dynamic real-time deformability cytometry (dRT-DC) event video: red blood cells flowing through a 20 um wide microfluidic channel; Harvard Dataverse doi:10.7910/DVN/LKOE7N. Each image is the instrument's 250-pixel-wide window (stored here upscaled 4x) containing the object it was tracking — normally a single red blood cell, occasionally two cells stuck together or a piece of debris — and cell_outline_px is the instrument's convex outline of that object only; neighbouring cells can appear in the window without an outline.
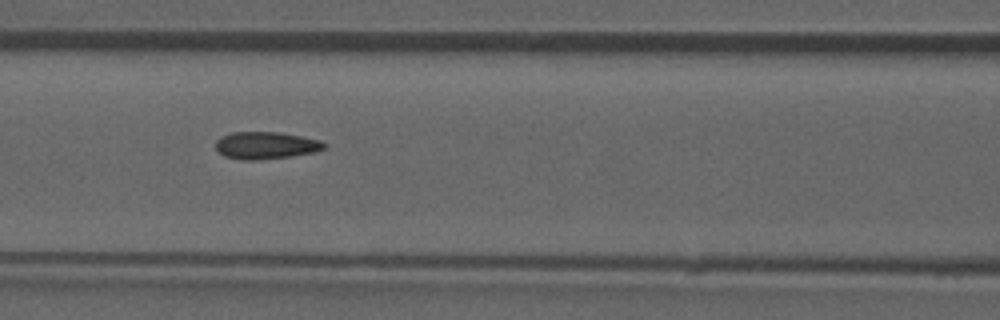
{"species": "common noctule bat (a hibernating species)", "species_latin": "Nyctalus noctula", "temperature_condition": "room temperature", "stored_images_in_passage": 9, "camera_frame_rate_fps": 3000, "um_per_image_px": 0.085, "animal": {"sex": "male", "forearm_length_mm": 52.5}, "frame": {"image": 1, "passage_image": 6, "time_ms": 5.667, "image_size_px": [1000, 320], "cell_outline_px": [[324, 148], [316, 152], [292, 156], [256, 160], [244, 160], [224, 156], [216, 148], [216, 140], [220, 136], [232, 132], [280, 132], [320, 140], [324, 144]], "centroid_in_image_um": [22.57, 12.35], "position_along_channel_um": 144.0, "area_um2": 17.17}}